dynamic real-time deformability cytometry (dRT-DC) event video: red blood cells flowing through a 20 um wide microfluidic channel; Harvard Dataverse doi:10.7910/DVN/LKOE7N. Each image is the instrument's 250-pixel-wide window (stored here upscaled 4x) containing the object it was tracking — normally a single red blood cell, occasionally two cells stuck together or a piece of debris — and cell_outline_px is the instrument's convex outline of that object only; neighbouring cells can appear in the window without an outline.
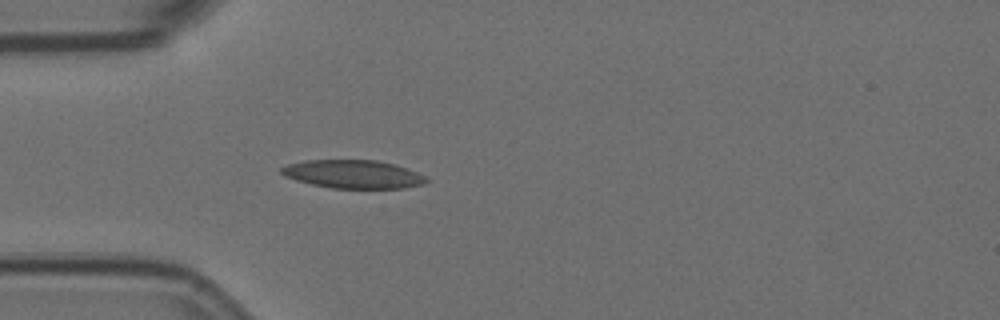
{"species": "Egyptian fruit bat (a non-hibernating species)", "species_latin": "Rousettus aegyptiacus", "temperature_condition": "room temperature", "stored_images_in_passage": 1, "camera_frame_rate_fps": 3000, "um_per_image_px": 0.085, "animal": {"sex": "female"}, "frame": {"image": 1, "passage_image": 1, "time_ms": 0.0, "image_size_px": [1000, 320], "cell_outline_px": [[428, 180], [424, 184], [404, 188], [332, 188], [312, 184], [296, 180], [284, 176], [280, 172], [280, 168], [288, 164], [304, 160], [376, 160], [396, 164], [408, 168], [424, 176]], "centroid_in_image_um": [30.01, 14.8], "position_along_channel_um": 55.0, "area_um2": 23.93}}